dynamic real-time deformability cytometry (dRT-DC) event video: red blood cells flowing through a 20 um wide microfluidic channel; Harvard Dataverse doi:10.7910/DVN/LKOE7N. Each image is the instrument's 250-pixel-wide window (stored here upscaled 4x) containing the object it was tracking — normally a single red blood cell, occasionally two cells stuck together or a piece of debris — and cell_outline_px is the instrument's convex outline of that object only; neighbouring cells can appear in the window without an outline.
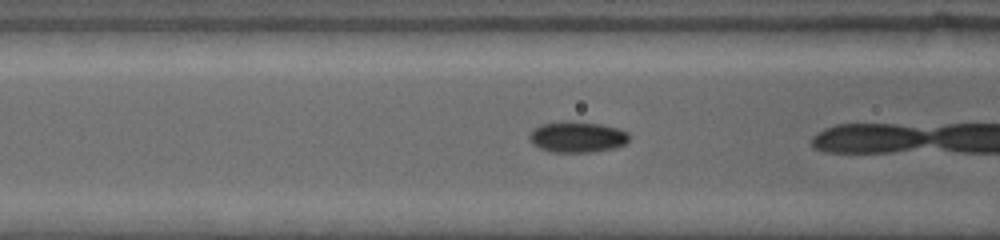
{"species": "common noctule bat (a hibernating species)", "species_latin": "Nyctalus noctula", "temperature_condition": "warm", "stored_images_in_passage": 10, "camera_frame_rate_fps": 5000, "um_per_image_px": 0.085, "animal": {"sex": "female", "body_mass_g": 19.0, "forearm_length_mm": 53.3}, "frame": {"image": 1, "passage_image": 6, "time_ms": 2.2, "image_size_px": [1000, 240], "cell_outline_px": [[628, 140], [624, 144], [612, 148], [596, 152], [552, 152], [540, 148], [532, 144], [528, 136], [540, 124], [564, 120], [572, 120], [600, 124], [616, 128], [628, 132]], "centroid_in_image_um": [49.04, 11.63], "position_along_channel_um": 117.6, "area_um2": 18.03}}